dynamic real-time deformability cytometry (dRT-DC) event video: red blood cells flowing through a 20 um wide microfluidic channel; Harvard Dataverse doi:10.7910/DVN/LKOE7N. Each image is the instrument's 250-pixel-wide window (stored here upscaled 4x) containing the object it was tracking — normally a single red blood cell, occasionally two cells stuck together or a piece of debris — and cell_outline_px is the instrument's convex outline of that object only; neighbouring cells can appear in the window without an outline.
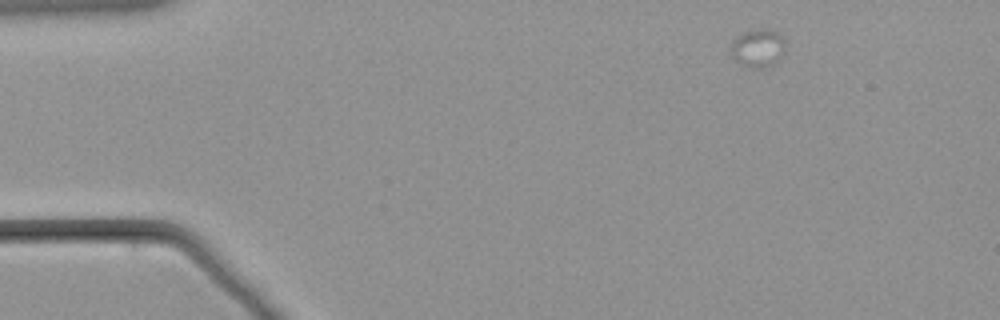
{"species": "common noctule bat (a hibernating species)", "species_latin": "Nyctalus noctula", "temperature_condition": "warm", "stored_images_in_passage": 26, "camera_frame_rate_fps": 3000, "um_per_image_px": 0.085, "animal": {"sex": "male", "body_mass_g": 21.5, "forearm_length_mm": 52.0}, "frame": {"image": 1, "passage_image": 1, "time_ms": 0.0, "image_size_px": [1000, 320], "cell_outline_px": [[784, 48], [780, 60], [776, 64], [764, 68], [752, 68], [740, 64], [728, 52], [732, 40], [744, 32], [760, 28], [764, 28], [776, 32], [784, 40]], "centroid_in_image_um": [64.39, 4.11], "position_along_channel_um": 20.6, "area_um2": 12.31}}